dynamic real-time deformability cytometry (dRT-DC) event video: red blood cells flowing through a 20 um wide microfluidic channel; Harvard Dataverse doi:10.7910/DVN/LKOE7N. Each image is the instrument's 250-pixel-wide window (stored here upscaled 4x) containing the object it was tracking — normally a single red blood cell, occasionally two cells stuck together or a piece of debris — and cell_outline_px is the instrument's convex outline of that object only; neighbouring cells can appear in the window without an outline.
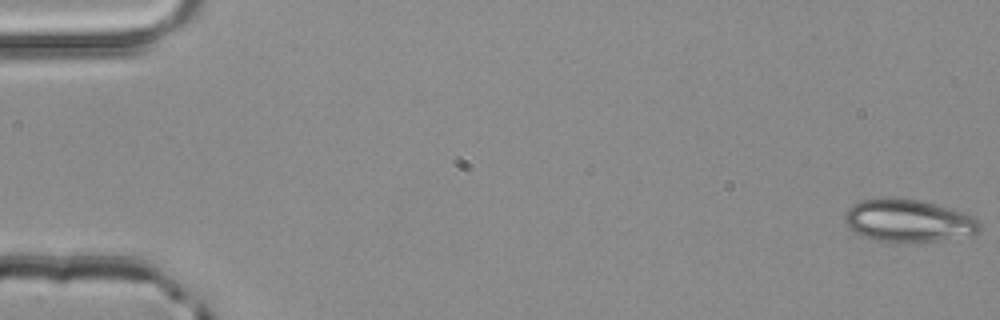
{"species": "common noctule bat (a hibernating species)", "species_latin": "Nyctalus noctula", "temperature_condition": "room temperature", "stored_images_in_passage": 4, "camera_frame_rate_fps": 3000, "um_per_image_px": 0.085, "animal": {"sex": "male", "body_mass_g": 20.4}, "frame": {"image": 1, "passage_image": 1, "time_ms": 0.0, "image_size_px": [1000, 320], "cell_outline_px": [[980, 232], [976, 236], [936, 240], [880, 240], [860, 236], [848, 228], [844, 220], [844, 212], [852, 204], [860, 200], [880, 196], [892, 196], [920, 200], [964, 212], [972, 216], [980, 224]], "centroid_in_image_um": [77.18, 18.71], "position_along_channel_um": 7.8, "area_um2": 33.7}}